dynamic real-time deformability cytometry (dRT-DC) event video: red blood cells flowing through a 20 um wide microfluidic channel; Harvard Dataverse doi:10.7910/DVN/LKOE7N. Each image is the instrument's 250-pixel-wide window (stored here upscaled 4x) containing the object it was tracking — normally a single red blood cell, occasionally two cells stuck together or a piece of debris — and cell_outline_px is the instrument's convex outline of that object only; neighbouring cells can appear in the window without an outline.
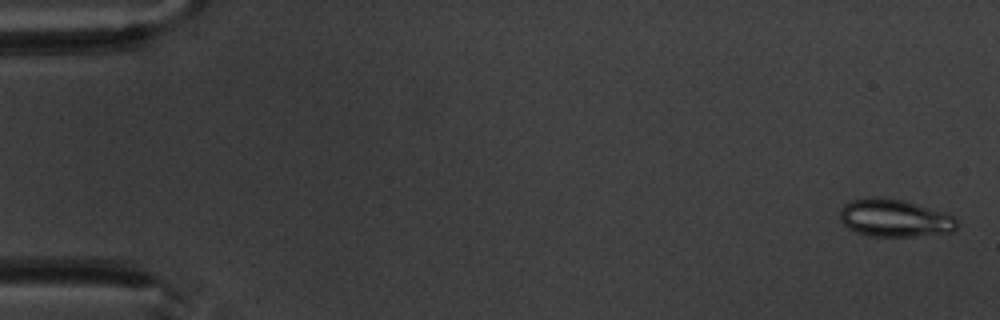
{"species": "common noctule bat (a hibernating species)", "species_latin": "Nyctalus noctula", "temperature_condition": "warm", "stored_images_in_passage": 6, "camera_frame_rate_fps": 3000, "um_per_image_px": 0.085, "animal": {"sex": "male", "body_mass_g": 20.1, "forearm_length_mm": 53.5}, "frame": {"image": 1, "passage_image": 1, "time_ms": 0.0, "image_size_px": [1000, 320], "cell_outline_px": [[956, 228], [952, 232], [916, 236], [868, 236], [856, 232], [848, 228], [840, 220], [840, 208], [844, 204], [852, 200], [868, 196], [884, 196], [916, 204], [952, 216], [956, 220]], "centroid_in_image_um": [75.96, 18.53], "position_along_channel_um": 9.0, "area_um2": 25.55}}